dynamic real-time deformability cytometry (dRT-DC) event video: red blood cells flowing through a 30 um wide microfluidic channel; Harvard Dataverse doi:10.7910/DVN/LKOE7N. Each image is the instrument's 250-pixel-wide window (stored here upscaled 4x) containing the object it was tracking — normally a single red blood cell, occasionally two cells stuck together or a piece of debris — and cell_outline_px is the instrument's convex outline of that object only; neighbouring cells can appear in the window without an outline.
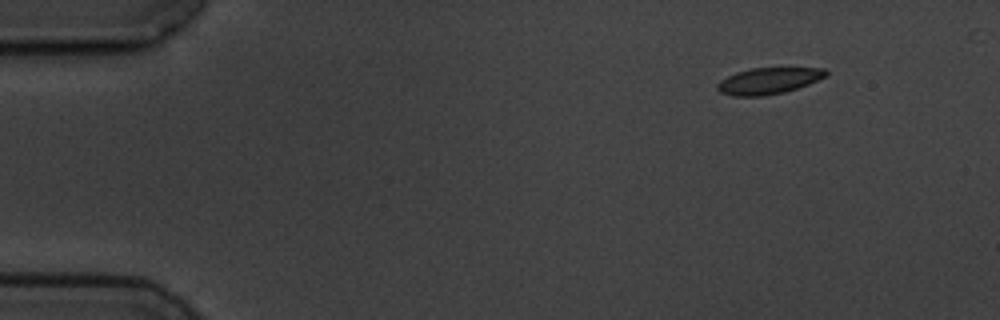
{"species": "common noctule bat (a hibernating species)", "species_latin": "Nyctalus noctula", "temperature_condition": "cold", "stored_images_in_passage": 3, "camera_frame_rate_fps": 3000, "um_per_image_px": 0.085, "animal": {"sex": "male", "body_mass_g": 19.5, "forearm_length_mm": 54.6}, "frame": {"image": 1, "passage_image": 1, "time_ms": 0.0, "image_size_px": [1000, 320], "cell_outline_px": [[828, 76], [808, 84], [784, 92], [764, 96], [732, 96], [720, 92], [716, 88], [716, 84], [720, 80], [736, 72], [752, 68], [824, 68], [828, 72]], "centroid_in_image_um": [65.31, 6.87], "position_along_channel_um": 19.7, "area_um2": 16.7}}